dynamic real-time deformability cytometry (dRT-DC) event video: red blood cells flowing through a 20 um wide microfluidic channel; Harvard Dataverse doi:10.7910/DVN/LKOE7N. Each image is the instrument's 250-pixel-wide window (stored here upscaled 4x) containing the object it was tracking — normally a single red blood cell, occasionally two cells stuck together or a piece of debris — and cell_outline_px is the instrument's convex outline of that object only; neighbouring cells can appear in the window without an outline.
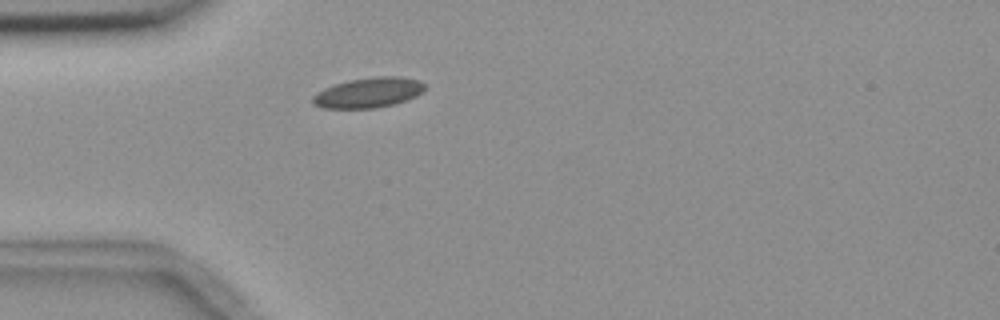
{"species": "common noctule bat (a hibernating species)", "species_latin": "Nyctalus noctula", "temperature_condition": "room temperature", "stored_images_in_passage": 1, "camera_frame_rate_fps": 3000, "um_per_image_px": 0.085, "animal": {"sex": "female", "body_mass_g": 18.4}, "frame": {"image": 1, "passage_image": 1, "time_ms": 0.0, "image_size_px": [1000, 320], "cell_outline_px": [[424, 92], [416, 96], [396, 104], [376, 108], [324, 108], [312, 104], [312, 96], [316, 92], [324, 88], [348, 80], [376, 76], [400, 76], [420, 80], [424, 84]], "centroid_in_image_um": [31.33, 7.87], "position_along_channel_um": 53.7, "area_um2": 19.88}}